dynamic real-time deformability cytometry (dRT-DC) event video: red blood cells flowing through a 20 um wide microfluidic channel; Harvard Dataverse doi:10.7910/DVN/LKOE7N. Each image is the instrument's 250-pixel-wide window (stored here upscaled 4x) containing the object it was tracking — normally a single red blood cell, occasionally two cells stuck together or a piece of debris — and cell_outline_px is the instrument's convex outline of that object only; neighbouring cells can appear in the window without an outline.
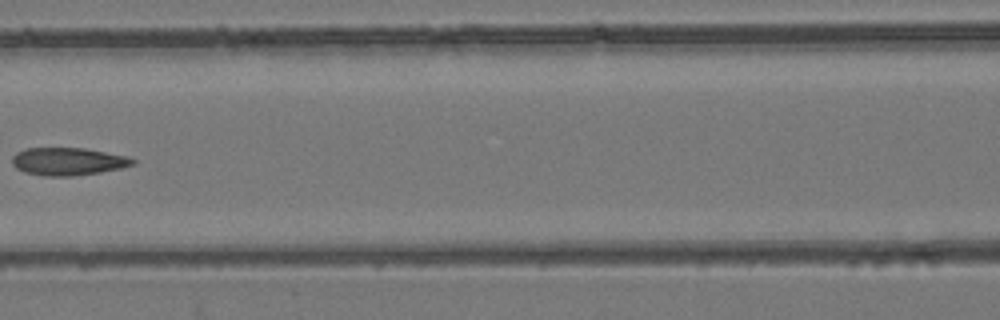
{"species": "common noctule bat (a hibernating species)", "species_latin": "Nyctalus noctula", "temperature_condition": "room temperature", "stored_images_in_passage": 8, "segment_of_instrument_passage": [1, 2], "camera_frame_rate_fps": 3000, "um_per_image_px": 0.085, "animal": {"sex": "female", "body_mass_g": 24.6, "forearm_length_mm": 56.2}, "frame": {"image": 1, "passage_image": 7, "time_ms": 2.0, "image_size_px": [1000, 320], "cell_outline_px": [[136, 160], [132, 164], [120, 168], [100, 172], [72, 176], [44, 176], [24, 172], [16, 168], [12, 164], [12, 156], [16, 152], [28, 148], [84, 148], [128, 156]], "centroid_in_image_um": [5.75, 13.72], "position_along_channel_um": 160.9, "area_um2": 19.42}}